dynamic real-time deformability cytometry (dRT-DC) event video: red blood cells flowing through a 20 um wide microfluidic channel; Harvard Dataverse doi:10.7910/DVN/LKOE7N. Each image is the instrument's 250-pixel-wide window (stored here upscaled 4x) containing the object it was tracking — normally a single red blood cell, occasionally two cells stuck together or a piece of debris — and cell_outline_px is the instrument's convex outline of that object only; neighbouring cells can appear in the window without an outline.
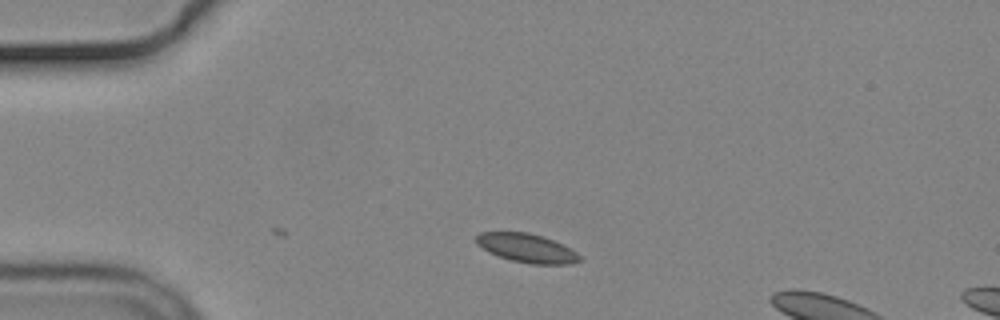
{"species": "common noctule bat (a hibernating species)", "species_latin": "Nyctalus noctula", "temperature_condition": "cold", "stored_images_in_passage": 2, "camera_frame_rate_fps": 3000, "um_per_image_px": 0.085, "animal": {"sex": "male", "body_mass_g": 19.2, "forearm_length_mm": 51.8}, "frame": {"image": 1, "passage_image": 2, "time_ms": 0.333, "image_size_px": [1000, 320], "cell_outline_px": [[584, 260], [572, 264], [532, 264], [512, 260], [488, 252], [476, 244], [476, 236], [480, 232], [528, 232], [544, 236], [572, 248]], "centroid_in_image_um": [44.82, 21.08], "position_along_channel_um": 40.2, "area_um2": 17.51}}